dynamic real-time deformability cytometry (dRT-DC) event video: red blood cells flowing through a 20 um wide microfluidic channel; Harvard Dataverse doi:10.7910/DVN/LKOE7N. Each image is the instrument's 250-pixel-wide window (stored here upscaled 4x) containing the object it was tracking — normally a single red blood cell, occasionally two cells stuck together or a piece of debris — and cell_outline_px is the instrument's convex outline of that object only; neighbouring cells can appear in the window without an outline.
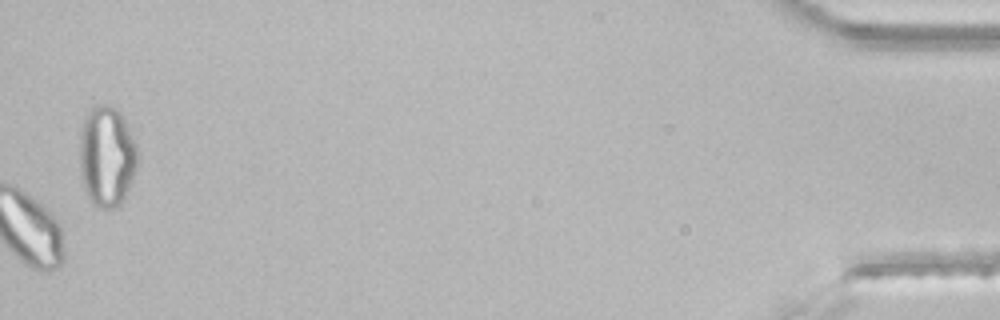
{"species": "common noctule bat (a hibernating species)", "species_latin": "Nyctalus noctula", "temperature_condition": "room temperature", "stored_images_in_passage": 44, "camera_frame_rate_fps": 3000, "um_per_image_px": 0.085, "animal": {"sex": "male", "body_mass_g": 21.5, "forearm_length_mm": 52.0}, "frame": {"image": 1, "passage_image": 44, "time_ms": 14.333, "image_size_px": [1000, 320], "cell_outline_px": [[140, 160], [132, 180], [120, 204], [116, 208], [96, 208], [92, 204], [84, 188], [80, 168], [80, 136], [84, 116], [88, 108], [92, 104], [112, 104], [120, 112], [140, 152]], "centroid_in_image_um": [9.08, 13.25], "position_along_channel_um": 426.1, "area_um2": 34.62}}